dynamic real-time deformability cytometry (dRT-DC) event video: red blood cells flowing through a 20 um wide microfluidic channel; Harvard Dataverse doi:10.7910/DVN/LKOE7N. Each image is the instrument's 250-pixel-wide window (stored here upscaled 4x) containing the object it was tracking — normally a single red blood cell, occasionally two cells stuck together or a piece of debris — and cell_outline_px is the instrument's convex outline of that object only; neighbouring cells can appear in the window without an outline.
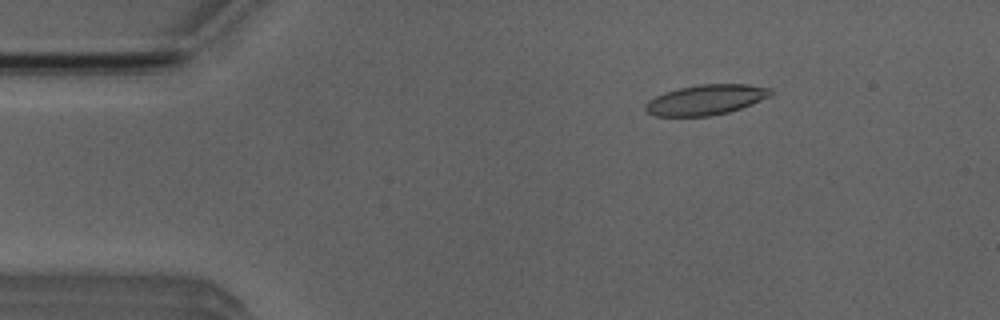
{"species": "Egyptian fruit bat (a non-hibernating species)", "species_latin": "Rousettus aegyptiacus", "temperature_condition": "room temperature", "stored_images_in_passage": 4, "camera_frame_rate_fps": 3000, "um_per_image_px": 0.085, "animal": {"sex": "male"}, "frame": {"image": 1, "passage_image": 3, "time_ms": 2.333, "image_size_px": [1000, 320], "cell_outline_px": [[772, 96], [740, 108], [728, 112], [708, 116], [656, 116], [648, 112], [644, 108], [644, 104], [648, 100], [664, 92], [680, 88], [700, 84], [748, 84], [772, 88]], "centroid_in_image_um": [60.01, 8.47], "position_along_channel_um": 25.0, "area_um2": 22.02}}